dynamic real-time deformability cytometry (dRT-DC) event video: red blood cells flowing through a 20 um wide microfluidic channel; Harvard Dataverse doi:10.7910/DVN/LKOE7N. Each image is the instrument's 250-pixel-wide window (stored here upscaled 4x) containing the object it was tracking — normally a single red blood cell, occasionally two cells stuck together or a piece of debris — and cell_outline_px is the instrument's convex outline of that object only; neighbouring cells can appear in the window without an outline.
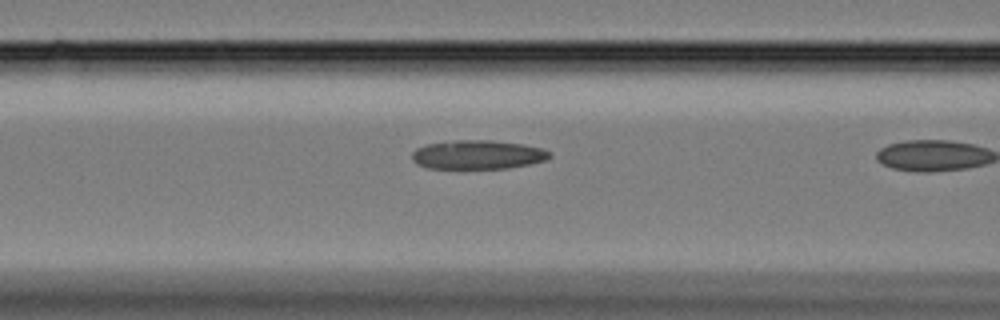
{"species": "Egyptian fruit bat (a non-hibernating species)", "species_latin": "Rousettus aegyptiacus", "temperature_condition": "cold", "stored_images_in_passage": 22, "camera_frame_rate_fps": 3000, "um_per_image_px": 0.085, "animal": {"sex": "female"}, "frame": {"image": 1, "passage_image": 21, "time_ms": 6.667, "image_size_px": [1000, 320], "cell_outline_px": [[552, 156], [548, 160], [508, 168], [428, 168], [416, 164], [412, 160], [412, 152], [416, 148], [424, 144], [456, 140], [492, 140], [524, 144], [544, 148], [552, 152]], "centroid_in_image_um": [40.63, 13.14], "position_along_channel_um": 126.0, "area_um2": 23.52}}